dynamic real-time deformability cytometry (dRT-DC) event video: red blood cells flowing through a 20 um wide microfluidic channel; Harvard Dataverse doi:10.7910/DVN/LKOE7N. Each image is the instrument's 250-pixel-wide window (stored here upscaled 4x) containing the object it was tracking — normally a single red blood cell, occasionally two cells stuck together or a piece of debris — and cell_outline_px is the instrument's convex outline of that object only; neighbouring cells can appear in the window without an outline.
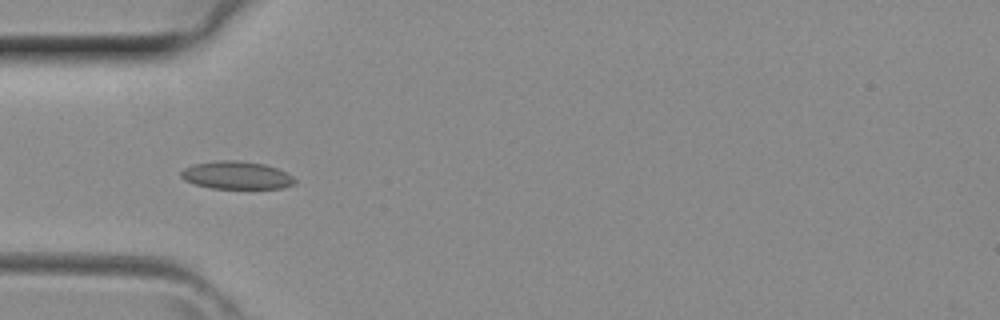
{"species": "common noctule bat (a hibernating species)", "species_latin": "Nyctalus noctula", "temperature_condition": "room temperature", "stored_images_in_passage": 4, "camera_frame_rate_fps": 3000, "um_per_image_px": 0.085, "animal": {"sex": "female", "body_mass_g": 29.2, "forearm_length_mm": 56.3}, "frame": {"image": 1, "passage_image": 4, "time_ms": 1.0, "image_size_px": [1000, 320], "cell_outline_px": [[296, 184], [284, 188], [212, 188], [196, 184], [184, 180], [180, 176], [180, 172], [184, 168], [196, 164], [220, 160], [236, 160], [264, 164], [276, 168], [292, 176], [296, 180]], "centroid_in_image_um": [20.12, 14.9], "position_along_channel_um": 64.9, "area_um2": 18.26}}